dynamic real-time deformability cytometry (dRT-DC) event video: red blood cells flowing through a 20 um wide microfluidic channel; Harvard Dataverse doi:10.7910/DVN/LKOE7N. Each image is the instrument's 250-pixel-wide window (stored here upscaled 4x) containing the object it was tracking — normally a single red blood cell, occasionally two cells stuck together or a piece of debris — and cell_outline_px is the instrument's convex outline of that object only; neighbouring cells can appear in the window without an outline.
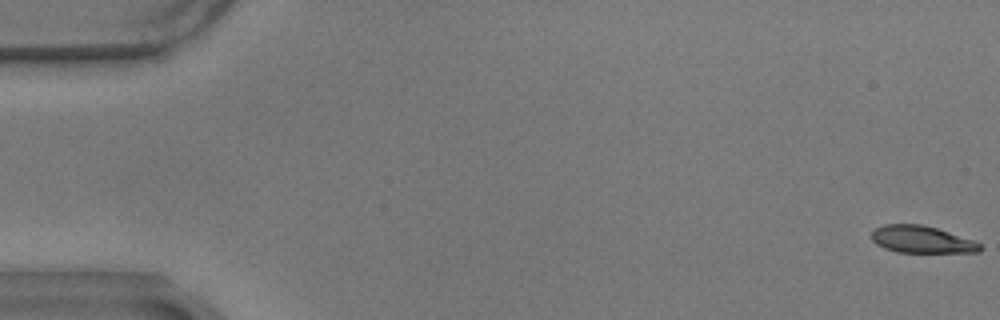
{"species": "common noctule bat (a hibernating species)", "species_latin": "Nyctalus noctula", "temperature_condition": "warm", "stored_images_in_passage": 58, "camera_frame_rate_fps": 3000, "um_per_image_px": 0.085, "animal": {"sex": "male", "body_mass_g": 17.9}, "frame": {"image": 1, "passage_image": 1, "time_ms": 0.0, "image_size_px": [1000, 320], "cell_outline_px": [[980, 252], [896, 252], [884, 248], [876, 244], [872, 240], [872, 232], [876, 228], [884, 224], [920, 224], [936, 228], [972, 240], [980, 244]], "centroid_in_image_um": [78.29, 20.35], "position_along_channel_um": 6.7, "area_um2": 16.88}}
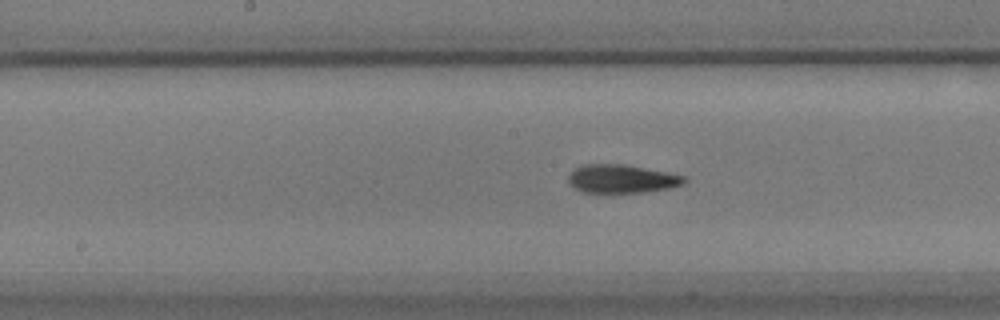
{"frame": {"image": 2, "passage_image": 30, "time_ms": 9.667, "image_size_px": [1000, 320], "cell_outline_px": [[684, 184], [668, 188], [640, 192], [584, 192], [576, 188], [568, 180], [568, 176], [576, 168], [584, 164], [624, 164], [684, 176]], "centroid_in_image_um": [52.82, 15.19], "position_along_channel_um": 195.4, "area_um2": 18.61}}
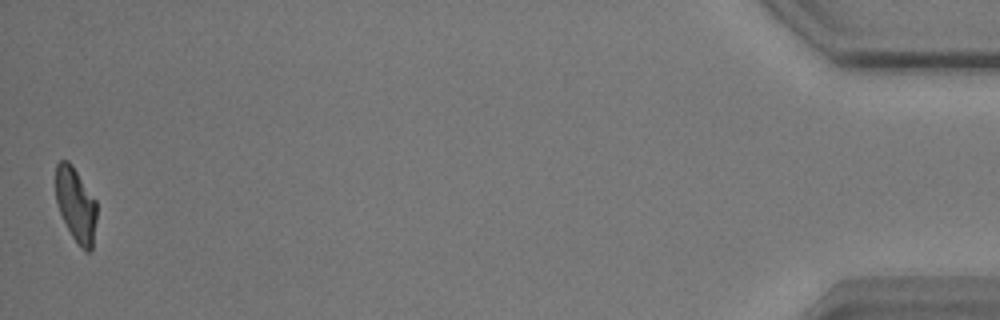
{"frame": {"image": 3, "passage_image": 58, "time_ms": 19.0, "image_size_px": [1000, 320], "cell_outline_px": [[96, 220], [92, 248], [88, 252], [84, 252], [80, 248], [72, 236], [60, 212], [56, 200], [56, 164], [60, 160], [68, 160], [72, 164], [96, 200]], "centroid_in_image_um": [6.45, 17.4], "position_along_channel_um": 428.7, "area_um2": 17.69}, "authors_computed_cell_mechanics": {"area_um2": 19.0451, "velocity_mm_per_s": 3.4821, "shape_relaxation_time_tau1_ms": 4.0035, "shape_relaxation_time_tau2_ms": 3.4084, "deformation_change_tau1": 0.1721, "deformation_change_tau2": 0.0807}}